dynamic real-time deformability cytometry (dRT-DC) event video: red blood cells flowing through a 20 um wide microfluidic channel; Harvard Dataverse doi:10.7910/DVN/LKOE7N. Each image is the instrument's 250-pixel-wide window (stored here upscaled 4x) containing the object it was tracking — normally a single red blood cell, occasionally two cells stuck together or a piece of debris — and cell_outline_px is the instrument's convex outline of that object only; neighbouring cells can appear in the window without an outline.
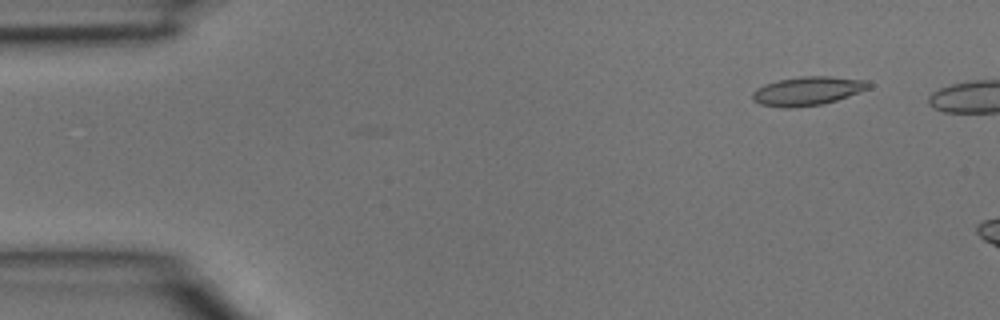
{"species": "common noctule bat (a hibernating species)", "species_latin": "Nyctalus noctula", "temperature_condition": "room temperature", "stored_images_in_passage": 3, "camera_frame_rate_fps": 3000, "um_per_image_px": 0.085, "animal": {"sex": "male", "body_mass_g": 15.6}, "frame": {"image": 1, "passage_image": 1, "time_ms": 0.0, "image_size_px": [1000, 320], "cell_outline_px": [[872, 88], [836, 100], [820, 104], [792, 108], [784, 108], [760, 104], [752, 100], [752, 92], [756, 88], [764, 84], [780, 80], [800, 76], [832, 76], [868, 80], [872, 84]], "centroid_in_image_um": [68.66, 7.72], "position_along_channel_um": 16.3, "area_um2": 19.65}}